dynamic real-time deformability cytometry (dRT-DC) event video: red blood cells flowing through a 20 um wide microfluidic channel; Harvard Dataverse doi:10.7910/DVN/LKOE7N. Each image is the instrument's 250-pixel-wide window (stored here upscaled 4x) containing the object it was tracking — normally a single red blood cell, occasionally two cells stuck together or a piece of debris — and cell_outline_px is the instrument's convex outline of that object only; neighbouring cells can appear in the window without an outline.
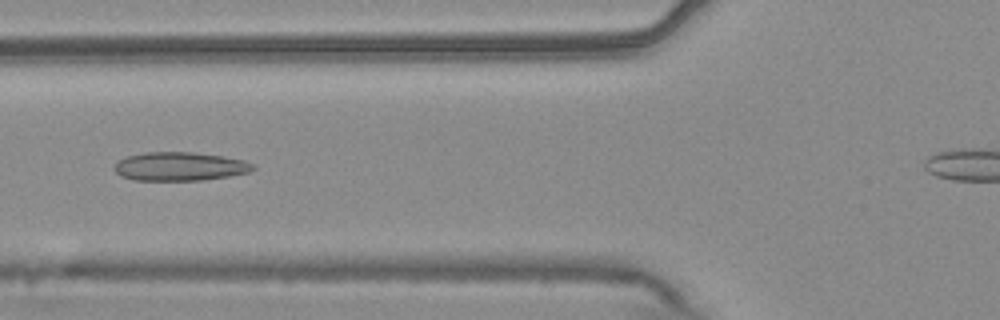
{"species": "common noctule bat (a hibernating species)", "species_latin": "Nyctalus noctula", "temperature_condition": "warm", "stored_images_in_passage": 39, "camera_frame_rate_fps": 3000, "um_per_image_px": 0.085, "animal": {"sex": "male", "body_mass_g": 20.4}, "frame": {"image": 1, "passage_image": 12, "time_ms": 3.667, "image_size_px": [1000, 320], "cell_outline_px": [[256, 168], [248, 172], [228, 176], [200, 180], [132, 180], [120, 176], [112, 168], [116, 160], [124, 156], [144, 152], [192, 152], [220, 156], [244, 160], [256, 164]], "centroid_in_image_um": [15.22, 14.14], "position_along_channel_um": 110.6, "area_um2": 23.35}}
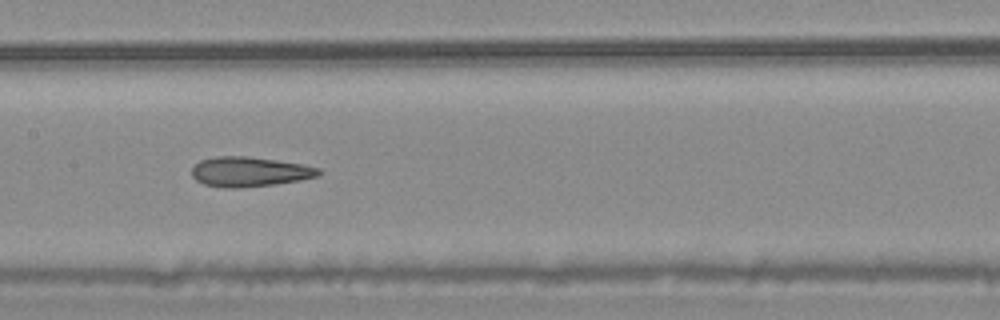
{"frame": {"image": 2, "passage_image": 18, "time_ms": 5.667, "image_size_px": [1000, 320], "cell_outline_px": [[324, 172], [320, 176], [300, 180], [276, 184], [240, 188], [224, 188], [204, 184], [196, 180], [192, 176], [192, 168], [200, 160], [216, 156], [248, 156], [304, 164], [320, 168]], "centroid_in_image_um": [21.25, 14.6], "position_along_channel_um": 186.1, "area_um2": 22.31}}
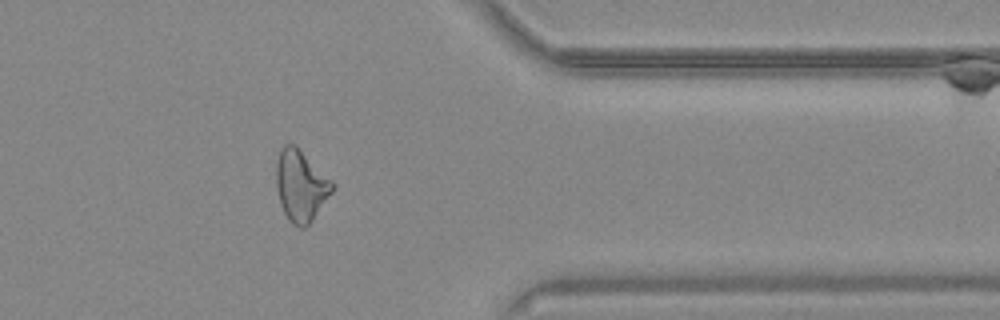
{"frame": {"image": 3, "passage_image": 35, "time_ms": 11.333, "image_size_px": [1000, 320], "cell_outline_px": [[336, 188], [312, 220], [304, 228], [300, 228], [292, 224], [288, 220], [284, 212], [276, 188], [276, 164], [280, 152], [284, 144], [292, 144], [332, 180], [336, 184]], "centroid_in_image_um": [25.58, 15.83], "position_along_channel_um": 385.8, "area_um2": 22.95}}